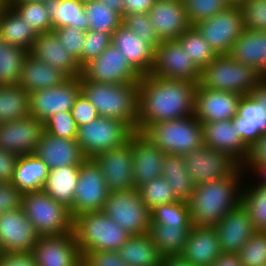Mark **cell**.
<instances>
[{"instance_id": "1", "label": "cell", "mask_w": 266, "mask_h": 266, "mask_svg": "<svg viewBox=\"0 0 266 266\" xmlns=\"http://www.w3.org/2000/svg\"><path fill=\"white\" fill-rule=\"evenodd\" d=\"M198 83L142 75L138 88V131L149 124L194 115Z\"/></svg>"}, {"instance_id": "2", "label": "cell", "mask_w": 266, "mask_h": 266, "mask_svg": "<svg viewBox=\"0 0 266 266\" xmlns=\"http://www.w3.org/2000/svg\"><path fill=\"white\" fill-rule=\"evenodd\" d=\"M246 176L239 166L227 178L196 185L188 202L192 225L214 227L228 212L239 206Z\"/></svg>"}, {"instance_id": "3", "label": "cell", "mask_w": 266, "mask_h": 266, "mask_svg": "<svg viewBox=\"0 0 266 266\" xmlns=\"http://www.w3.org/2000/svg\"><path fill=\"white\" fill-rule=\"evenodd\" d=\"M80 85L100 117L116 119L138 131L139 83H95L80 76Z\"/></svg>"}, {"instance_id": "4", "label": "cell", "mask_w": 266, "mask_h": 266, "mask_svg": "<svg viewBox=\"0 0 266 266\" xmlns=\"http://www.w3.org/2000/svg\"><path fill=\"white\" fill-rule=\"evenodd\" d=\"M73 233L81 256L87 251H117L131 236L103 211L74 217Z\"/></svg>"}, {"instance_id": "5", "label": "cell", "mask_w": 266, "mask_h": 266, "mask_svg": "<svg viewBox=\"0 0 266 266\" xmlns=\"http://www.w3.org/2000/svg\"><path fill=\"white\" fill-rule=\"evenodd\" d=\"M263 75L252 66L235 61L229 54L217 57L200 71L198 86L217 91L251 95Z\"/></svg>"}, {"instance_id": "6", "label": "cell", "mask_w": 266, "mask_h": 266, "mask_svg": "<svg viewBox=\"0 0 266 266\" xmlns=\"http://www.w3.org/2000/svg\"><path fill=\"white\" fill-rule=\"evenodd\" d=\"M141 132L165 154L184 155L203 145L202 123L194 115L149 124Z\"/></svg>"}, {"instance_id": "7", "label": "cell", "mask_w": 266, "mask_h": 266, "mask_svg": "<svg viewBox=\"0 0 266 266\" xmlns=\"http://www.w3.org/2000/svg\"><path fill=\"white\" fill-rule=\"evenodd\" d=\"M22 208L40 236L73 232L70 211L43 191L24 193Z\"/></svg>"}, {"instance_id": "8", "label": "cell", "mask_w": 266, "mask_h": 266, "mask_svg": "<svg viewBox=\"0 0 266 266\" xmlns=\"http://www.w3.org/2000/svg\"><path fill=\"white\" fill-rule=\"evenodd\" d=\"M134 131L125 123L112 118L98 117L77 130L76 141L85 158L123 146Z\"/></svg>"}, {"instance_id": "9", "label": "cell", "mask_w": 266, "mask_h": 266, "mask_svg": "<svg viewBox=\"0 0 266 266\" xmlns=\"http://www.w3.org/2000/svg\"><path fill=\"white\" fill-rule=\"evenodd\" d=\"M102 211L131 235L149 232L150 211L144 205L138 189L109 192Z\"/></svg>"}, {"instance_id": "10", "label": "cell", "mask_w": 266, "mask_h": 266, "mask_svg": "<svg viewBox=\"0 0 266 266\" xmlns=\"http://www.w3.org/2000/svg\"><path fill=\"white\" fill-rule=\"evenodd\" d=\"M193 26L217 55L229 54L232 45L243 33V12L239 6H229L222 12Z\"/></svg>"}, {"instance_id": "11", "label": "cell", "mask_w": 266, "mask_h": 266, "mask_svg": "<svg viewBox=\"0 0 266 266\" xmlns=\"http://www.w3.org/2000/svg\"><path fill=\"white\" fill-rule=\"evenodd\" d=\"M81 76L95 83H139L142 75L112 43L100 56L81 68Z\"/></svg>"}, {"instance_id": "12", "label": "cell", "mask_w": 266, "mask_h": 266, "mask_svg": "<svg viewBox=\"0 0 266 266\" xmlns=\"http://www.w3.org/2000/svg\"><path fill=\"white\" fill-rule=\"evenodd\" d=\"M109 192L100 166L93 158H86L80 165L73 200V218L86 212L102 211Z\"/></svg>"}, {"instance_id": "13", "label": "cell", "mask_w": 266, "mask_h": 266, "mask_svg": "<svg viewBox=\"0 0 266 266\" xmlns=\"http://www.w3.org/2000/svg\"><path fill=\"white\" fill-rule=\"evenodd\" d=\"M195 185L229 177L240 165L228 154L202 145L183 155Z\"/></svg>"}, {"instance_id": "14", "label": "cell", "mask_w": 266, "mask_h": 266, "mask_svg": "<svg viewBox=\"0 0 266 266\" xmlns=\"http://www.w3.org/2000/svg\"><path fill=\"white\" fill-rule=\"evenodd\" d=\"M81 93L80 77L68 78L61 85L30 93V116L45 123L59 112L71 111Z\"/></svg>"}, {"instance_id": "15", "label": "cell", "mask_w": 266, "mask_h": 266, "mask_svg": "<svg viewBox=\"0 0 266 266\" xmlns=\"http://www.w3.org/2000/svg\"><path fill=\"white\" fill-rule=\"evenodd\" d=\"M150 75L199 83L200 70L177 40H165L155 49Z\"/></svg>"}, {"instance_id": "16", "label": "cell", "mask_w": 266, "mask_h": 266, "mask_svg": "<svg viewBox=\"0 0 266 266\" xmlns=\"http://www.w3.org/2000/svg\"><path fill=\"white\" fill-rule=\"evenodd\" d=\"M32 253L37 266H82L73 232L39 236Z\"/></svg>"}, {"instance_id": "17", "label": "cell", "mask_w": 266, "mask_h": 266, "mask_svg": "<svg viewBox=\"0 0 266 266\" xmlns=\"http://www.w3.org/2000/svg\"><path fill=\"white\" fill-rule=\"evenodd\" d=\"M100 166L110 192L133 190L131 140L121 147L104 151L93 158Z\"/></svg>"}, {"instance_id": "18", "label": "cell", "mask_w": 266, "mask_h": 266, "mask_svg": "<svg viewBox=\"0 0 266 266\" xmlns=\"http://www.w3.org/2000/svg\"><path fill=\"white\" fill-rule=\"evenodd\" d=\"M39 236L22 207L0 214V246L3 253L31 252Z\"/></svg>"}, {"instance_id": "19", "label": "cell", "mask_w": 266, "mask_h": 266, "mask_svg": "<svg viewBox=\"0 0 266 266\" xmlns=\"http://www.w3.org/2000/svg\"><path fill=\"white\" fill-rule=\"evenodd\" d=\"M44 131V123L30 115L0 123V147L17 155L33 154Z\"/></svg>"}, {"instance_id": "20", "label": "cell", "mask_w": 266, "mask_h": 266, "mask_svg": "<svg viewBox=\"0 0 266 266\" xmlns=\"http://www.w3.org/2000/svg\"><path fill=\"white\" fill-rule=\"evenodd\" d=\"M243 96L228 91L200 88L195 91L194 116L200 122L232 120Z\"/></svg>"}, {"instance_id": "21", "label": "cell", "mask_w": 266, "mask_h": 266, "mask_svg": "<svg viewBox=\"0 0 266 266\" xmlns=\"http://www.w3.org/2000/svg\"><path fill=\"white\" fill-rule=\"evenodd\" d=\"M222 253L238 254L256 232L247 209L242 203L228 212L214 226Z\"/></svg>"}, {"instance_id": "22", "label": "cell", "mask_w": 266, "mask_h": 266, "mask_svg": "<svg viewBox=\"0 0 266 266\" xmlns=\"http://www.w3.org/2000/svg\"><path fill=\"white\" fill-rule=\"evenodd\" d=\"M129 139L133 155V187L137 189L156 177L162 176L165 153L142 132L134 131Z\"/></svg>"}, {"instance_id": "23", "label": "cell", "mask_w": 266, "mask_h": 266, "mask_svg": "<svg viewBox=\"0 0 266 266\" xmlns=\"http://www.w3.org/2000/svg\"><path fill=\"white\" fill-rule=\"evenodd\" d=\"M201 123L203 127V144L228 154L242 166L248 157L249 147L234 129L233 119Z\"/></svg>"}, {"instance_id": "24", "label": "cell", "mask_w": 266, "mask_h": 266, "mask_svg": "<svg viewBox=\"0 0 266 266\" xmlns=\"http://www.w3.org/2000/svg\"><path fill=\"white\" fill-rule=\"evenodd\" d=\"M148 14L161 41L176 40L191 26L183 0H156Z\"/></svg>"}, {"instance_id": "25", "label": "cell", "mask_w": 266, "mask_h": 266, "mask_svg": "<svg viewBox=\"0 0 266 266\" xmlns=\"http://www.w3.org/2000/svg\"><path fill=\"white\" fill-rule=\"evenodd\" d=\"M33 57L60 70L68 78L81 76L78 62L61 45L56 33L52 31L39 33L29 51Z\"/></svg>"}, {"instance_id": "26", "label": "cell", "mask_w": 266, "mask_h": 266, "mask_svg": "<svg viewBox=\"0 0 266 266\" xmlns=\"http://www.w3.org/2000/svg\"><path fill=\"white\" fill-rule=\"evenodd\" d=\"M34 154L49 170L66 165H81L86 159L76 139L59 138L43 132Z\"/></svg>"}, {"instance_id": "27", "label": "cell", "mask_w": 266, "mask_h": 266, "mask_svg": "<svg viewBox=\"0 0 266 266\" xmlns=\"http://www.w3.org/2000/svg\"><path fill=\"white\" fill-rule=\"evenodd\" d=\"M221 254L214 227L193 225L180 257L193 266H211Z\"/></svg>"}, {"instance_id": "28", "label": "cell", "mask_w": 266, "mask_h": 266, "mask_svg": "<svg viewBox=\"0 0 266 266\" xmlns=\"http://www.w3.org/2000/svg\"><path fill=\"white\" fill-rule=\"evenodd\" d=\"M112 44L141 75L150 74L155 52L150 44L139 39L123 24L112 33Z\"/></svg>"}, {"instance_id": "29", "label": "cell", "mask_w": 266, "mask_h": 266, "mask_svg": "<svg viewBox=\"0 0 266 266\" xmlns=\"http://www.w3.org/2000/svg\"><path fill=\"white\" fill-rule=\"evenodd\" d=\"M229 55L237 62L254 67L266 78V31L244 29Z\"/></svg>"}, {"instance_id": "30", "label": "cell", "mask_w": 266, "mask_h": 266, "mask_svg": "<svg viewBox=\"0 0 266 266\" xmlns=\"http://www.w3.org/2000/svg\"><path fill=\"white\" fill-rule=\"evenodd\" d=\"M80 165H66L49 170L42 191L65 206L73 218V200Z\"/></svg>"}, {"instance_id": "31", "label": "cell", "mask_w": 266, "mask_h": 266, "mask_svg": "<svg viewBox=\"0 0 266 266\" xmlns=\"http://www.w3.org/2000/svg\"><path fill=\"white\" fill-rule=\"evenodd\" d=\"M67 79L68 77L60 70L28 54L23 63L18 85L31 93L59 86Z\"/></svg>"}, {"instance_id": "32", "label": "cell", "mask_w": 266, "mask_h": 266, "mask_svg": "<svg viewBox=\"0 0 266 266\" xmlns=\"http://www.w3.org/2000/svg\"><path fill=\"white\" fill-rule=\"evenodd\" d=\"M38 33L11 6L0 11V40L2 44L31 50Z\"/></svg>"}, {"instance_id": "33", "label": "cell", "mask_w": 266, "mask_h": 266, "mask_svg": "<svg viewBox=\"0 0 266 266\" xmlns=\"http://www.w3.org/2000/svg\"><path fill=\"white\" fill-rule=\"evenodd\" d=\"M49 169L33 154L19 155L11 183L22 193L42 191Z\"/></svg>"}, {"instance_id": "34", "label": "cell", "mask_w": 266, "mask_h": 266, "mask_svg": "<svg viewBox=\"0 0 266 266\" xmlns=\"http://www.w3.org/2000/svg\"><path fill=\"white\" fill-rule=\"evenodd\" d=\"M44 6L51 18L54 29L75 27L83 31L89 30L88 17L81 0H43Z\"/></svg>"}, {"instance_id": "35", "label": "cell", "mask_w": 266, "mask_h": 266, "mask_svg": "<svg viewBox=\"0 0 266 266\" xmlns=\"http://www.w3.org/2000/svg\"><path fill=\"white\" fill-rule=\"evenodd\" d=\"M128 266H161L162 257L150 235H131L117 250Z\"/></svg>"}, {"instance_id": "36", "label": "cell", "mask_w": 266, "mask_h": 266, "mask_svg": "<svg viewBox=\"0 0 266 266\" xmlns=\"http://www.w3.org/2000/svg\"><path fill=\"white\" fill-rule=\"evenodd\" d=\"M162 176L175 190L179 201H190L196 185L186 168L183 155L166 153L162 164Z\"/></svg>"}, {"instance_id": "37", "label": "cell", "mask_w": 266, "mask_h": 266, "mask_svg": "<svg viewBox=\"0 0 266 266\" xmlns=\"http://www.w3.org/2000/svg\"><path fill=\"white\" fill-rule=\"evenodd\" d=\"M191 228H176L150 222L149 232L161 257L180 256L188 240Z\"/></svg>"}, {"instance_id": "38", "label": "cell", "mask_w": 266, "mask_h": 266, "mask_svg": "<svg viewBox=\"0 0 266 266\" xmlns=\"http://www.w3.org/2000/svg\"><path fill=\"white\" fill-rule=\"evenodd\" d=\"M30 115V92L19 85L0 86V123Z\"/></svg>"}, {"instance_id": "39", "label": "cell", "mask_w": 266, "mask_h": 266, "mask_svg": "<svg viewBox=\"0 0 266 266\" xmlns=\"http://www.w3.org/2000/svg\"><path fill=\"white\" fill-rule=\"evenodd\" d=\"M246 177H249L248 183L251 184H248L245 178L241 203L247 209L256 231L266 232V186L255 180L252 175Z\"/></svg>"}, {"instance_id": "40", "label": "cell", "mask_w": 266, "mask_h": 266, "mask_svg": "<svg viewBox=\"0 0 266 266\" xmlns=\"http://www.w3.org/2000/svg\"><path fill=\"white\" fill-rule=\"evenodd\" d=\"M176 40L188 55V59H191L200 71L217 57L210 44L194 26H190Z\"/></svg>"}, {"instance_id": "41", "label": "cell", "mask_w": 266, "mask_h": 266, "mask_svg": "<svg viewBox=\"0 0 266 266\" xmlns=\"http://www.w3.org/2000/svg\"><path fill=\"white\" fill-rule=\"evenodd\" d=\"M27 50L14 45H0V86L18 85Z\"/></svg>"}, {"instance_id": "42", "label": "cell", "mask_w": 266, "mask_h": 266, "mask_svg": "<svg viewBox=\"0 0 266 266\" xmlns=\"http://www.w3.org/2000/svg\"><path fill=\"white\" fill-rule=\"evenodd\" d=\"M84 10L89 21V30L112 33L122 24V17L99 0L84 1Z\"/></svg>"}, {"instance_id": "43", "label": "cell", "mask_w": 266, "mask_h": 266, "mask_svg": "<svg viewBox=\"0 0 266 266\" xmlns=\"http://www.w3.org/2000/svg\"><path fill=\"white\" fill-rule=\"evenodd\" d=\"M150 222L176 228H192L189 204L183 201L162 204L150 212Z\"/></svg>"}, {"instance_id": "44", "label": "cell", "mask_w": 266, "mask_h": 266, "mask_svg": "<svg viewBox=\"0 0 266 266\" xmlns=\"http://www.w3.org/2000/svg\"><path fill=\"white\" fill-rule=\"evenodd\" d=\"M137 189L144 205L150 212L162 204L179 201L175 195V190L168 184L163 176L156 177Z\"/></svg>"}, {"instance_id": "45", "label": "cell", "mask_w": 266, "mask_h": 266, "mask_svg": "<svg viewBox=\"0 0 266 266\" xmlns=\"http://www.w3.org/2000/svg\"><path fill=\"white\" fill-rule=\"evenodd\" d=\"M237 115L251 125V146L266 134V112L252 95L242 97Z\"/></svg>"}, {"instance_id": "46", "label": "cell", "mask_w": 266, "mask_h": 266, "mask_svg": "<svg viewBox=\"0 0 266 266\" xmlns=\"http://www.w3.org/2000/svg\"><path fill=\"white\" fill-rule=\"evenodd\" d=\"M39 34L53 30L51 18L43 1L28 3H7Z\"/></svg>"}, {"instance_id": "47", "label": "cell", "mask_w": 266, "mask_h": 266, "mask_svg": "<svg viewBox=\"0 0 266 266\" xmlns=\"http://www.w3.org/2000/svg\"><path fill=\"white\" fill-rule=\"evenodd\" d=\"M183 3L191 26L213 17L230 6L226 0H183Z\"/></svg>"}, {"instance_id": "48", "label": "cell", "mask_w": 266, "mask_h": 266, "mask_svg": "<svg viewBox=\"0 0 266 266\" xmlns=\"http://www.w3.org/2000/svg\"><path fill=\"white\" fill-rule=\"evenodd\" d=\"M122 24L131 29L139 39L150 44L156 49L161 44V39L153 27L148 13H133L122 17Z\"/></svg>"}, {"instance_id": "49", "label": "cell", "mask_w": 266, "mask_h": 266, "mask_svg": "<svg viewBox=\"0 0 266 266\" xmlns=\"http://www.w3.org/2000/svg\"><path fill=\"white\" fill-rule=\"evenodd\" d=\"M238 255L243 266L266 265V232L256 231Z\"/></svg>"}, {"instance_id": "50", "label": "cell", "mask_w": 266, "mask_h": 266, "mask_svg": "<svg viewBox=\"0 0 266 266\" xmlns=\"http://www.w3.org/2000/svg\"><path fill=\"white\" fill-rule=\"evenodd\" d=\"M112 43V36L101 31L88 30L85 34L82 56L77 61L80 68L97 58Z\"/></svg>"}, {"instance_id": "51", "label": "cell", "mask_w": 266, "mask_h": 266, "mask_svg": "<svg viewBox=\"0 0 266 266\" xmlns=\"http://www.w3.org/2000/svg\"><path fill=\"white\" fill-rule=\"evenodd\" d=\"M44 129L47 133L59 138L76 139L78 127L71 111H67L51 116L44 123Z\"/></svg>"}, {"instance_id": "52", "label": "cell", "mask_w": 266, "mask_h": 266, "mask_svg": "<svg viewBox=\"0 0 266 266\" xmlns=\"http://www.w3.org/2000/svg\"><path fill=\"white\" fill-rule=\"evenodd\" d=\"M241 9L244 29L266 31V0H247Z\"/></svg>"}, {"instance_id": "53", "label": "cell", "mask_w": 266, "mask_h": 266, "mask_svg": "<svg viewBox=\"0 0 266 266\" xmlns=\"http://www.w3.org/2000/svg\"><path fill=\"white\" fill-rule=\"evenodd\" d=\"M65 50L78 61L82 56V49L86 31L67 26L53 30Z\"/></svg>"}, {"instance_id": "54", "label": "cell", "mask_w": 266, "mask_h": 266, "mask_svg": "<svg viewBox=\"0 0 266 266\" xmlns=\"http://www.w3.org/2000/svg\"><path fill=\"white\" fill-rule=\"evenodd\" d=\"M82 266H128L117 251H87Z\"/></svg>"}, {"instance_id": "55", "label": "cell", "mask_w": 266, "mask_h": 266, "mask_svg": "<svg viewBox=\"0 0 266 266\" xmlns=\"http://www.w3.org/2000/svg\"><path fill=\"white\" fill-rule=\"evenodd\" d=\"M264 164H266V134L249 148L248 157L241 167L246 174L251 175Z\"/></svg>"}, {"instance_id": "56", "label": "cell", "mask_w": 266, "mask_h": 266, "mask_svg": "<svg viewBox=\"0 0 266 266\" xmlns=\"http://www.w3.org/2000/svg\"><path fill=\"white\" fill-rule=\"evenodd\" d=\"M71 114L77 127L100 117L97 110L82 92L76 98L75 104L71 109Z\"/></svg>"}, {"instance_id": "57", "label": "cell", "mask_w": 266, "mask_h": 266, "mask_svg": "<svg viewBox=\"0 0 266 266\" xmlns=\"http://www.w3.org/2000/svg\"><path fill=\"white\" fill-rule=\"evenodd\" d=\"M22 196L12 183L0 182V214L21 208Z\"/></svg>"}, {"instance_id": "58", "label": "cell", "mask_w": 266, "mask_h": 266, "mask_svg": "<svg viewBox=\"0 0 266 266\" xmlns=\"http://www.w3.org/2000/svg\"><path fill=\"white\" fill-rule=\"evenodd\" d=\"M19 155L0 147V182L11 183Z\"/></svg>"}, {"instance_id": "59", "label": "cell", "mask_w": 266, "mask_h": 266, "mask_svg": "<svg viewBox=\"0 0 266 266\" xmlns=\"http://www.w3.org/2000/svg\"><path fill=\"white\" fill-rule=\"evenodd\" d=\"M0 266H37L31 252L3 253L0 256Z\"/></svg>"}, {"instance_id": "60", "label": "cell", "mask_w": 266, "mask_h": 266, "mask_svg": "<svg viewBox=\"0 0 266 266\" xmlns=\"http://www.w3.org/2000/svg\"><path fill=\"white\" fill-rule=\"evenodd\" d=\"M156 0H124L123 16L133 13H148Z\"/></svg>"}, {"instance_id": "61", "label": "cell", "mask_w": 266, "mask_h": 266, "mask_svg": "<svg viewBox=\"0 0 266 266\" xmlns=\"http://www.w3.org/2000/svg\"><path fill=\"white\" fill-rule=\"evenodd\" d=\"M234 129L241 136L243 142L250 148L251 147V125L247 119L238 115L233 118Z\"/></svg>"}, {"instance_id": "62", "label": "cell", "mask_w": 266, "mask_h": 266, "mask_svg": "<svg viewBox=\"0 0 266 266\" xmlns=\"http://www.w3.org/2000/svg\"><path fill=\"white\" fill-rule=\"evenodd\" d=\"M211 266H243L238 254L222 253Z\"/></svg>"}, {"instance_id": "63", "label": "cell", "mask_w": 266, "mask_h": 266, "mask_svg": "<svg viewBox=\"0 0 266 266\" xmlns=\"http://www.w3.org/2000/svg\"><path fill=\"white\" fill-rule=\"evenodd\" d=\"M252 97L257 100L266 112V78H263L251 93Z\"/></svg>"}, {"instance_id": "64", "label": "cell", "mask_w": 266, "mask_h": 266, "mask_svg": "<svg viewBox=\"0 0 266 266\" xmlns=\"http://www.w3.org/2000/svg\"><path fill=\"white\" fill-rule=\"evenodd\" d=\"M161 266H193L188 261L183 260L180 256L163 257Z\"/></svg>"}, {"instance_id": "65", "label": "cell", "mask_w": 266, "mask_h": 266, "mask_svg": "<svg viewBox=\"0 0 266 266\" xmlns=\"http://www.w3.org/2000/svg\"><path fill=\"white\" fill-rule=\"evenodd\" d=\"M101 4H105L107 7L112 8V10L123 17L124 11V0H99Z\"/></svg>"}, {"instance_id": "66", "label": "cell", "mask_w": 266, "mask_h": 266, "mask_svg": "<svg viewBox=\"0 0 266 266\" xmlns=\"http://www.w3.org/2000/svg\"><path fill=\"white\" fill-rule=\"evenodd\" d=\"M253 176L263 185L266 186V164L261 166L254 174Z\"/></svg>"}, {"instance_id": "67", "label": "cell", "mask_w": 266, "mask_h": 266, "mask_svg": "<svg viewBox=\"0 0 266 266\" xmlns=\"http://www.w3.org/2000/svg\"><path fill=\"white\" fill-rule=\"evenodd\" d=\"M230 6L241 7L247 0H226Z\"/></svg>"}, {"instance_id": "68", "label": "cell", "mask_w": 266, "mask_h": 266, "mask_svg": "<svg viewBox=\"0 0 266 266\" xmlns=\"http://www.w3.org/2000/svg\"><path fill=\"white\" fill-rule=\"evenodd\" d=\"M43 0H7V3H28V2H40Z\"/></svg>"}, {"instance_id": "69", "label": "cell", "mask_w": 266, "mask_h": 266, "mask_svg": "<svg viewBox=\"0 0 266 266\" xmlns=\"http://www.w3.org/2000/svg\"><path fill=\"white\" fill-rule=\"evenodd\" d=\"M7 0H0V11L7 6Z\"/></svg>"}, {"instance_id": "70", "label": "cell", "mask_w": 266, "mask_h": 266, "mask_svg": "<svg viewBox=\"0 0 266 266\" xmlns=\"http://www.w3.org/2000/svg\"><path fill=\"white\" fill-rule=\"evenodd\" d=\"M2 254H3V250H2V248L0 246V256H2Z\"/></svg>"}]
</instances>
